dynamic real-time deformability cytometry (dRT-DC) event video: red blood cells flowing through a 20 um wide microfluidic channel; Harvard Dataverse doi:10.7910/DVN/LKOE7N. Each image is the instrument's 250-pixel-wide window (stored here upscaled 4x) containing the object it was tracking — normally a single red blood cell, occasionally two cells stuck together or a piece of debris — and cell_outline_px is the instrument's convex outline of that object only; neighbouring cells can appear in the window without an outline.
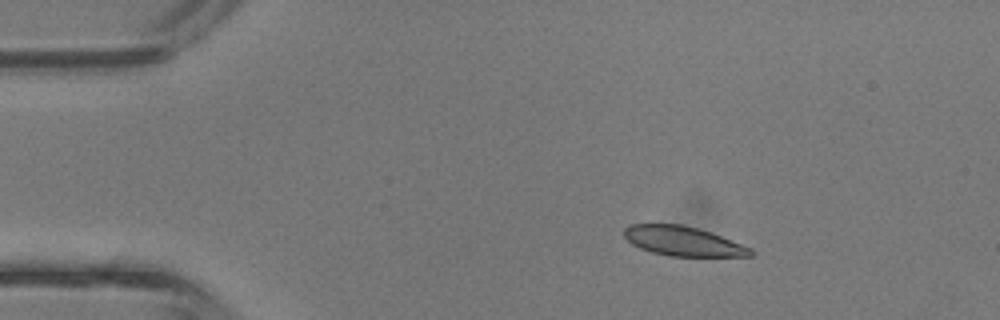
{"species": "common noctule bat (a hibernating species)", "species_latin": "Nyctalus noctula", "temperature_condition": "room temperature", "stored_images_in_passage": 36, "camera_frame_rate_fps": 3000, "um_per_image_px": 0.085, "animal": {"sex": "male", "body_mass_g": 13.3}, "frame": {"image": 1, "passage_image": 1, "time_ms": 0.0, "image_size_px": [1000, 320], "cell_outline_px": [[756, 252], [752, 256], [668, 256], [652, 252], [640, 248], [632, 244], [624, 236], [624, 228], [628, 224], [680, 224], [712, 232], [752, 248]], "centroid_in_image_um": [58.07, 20.5], "position_along_channel_um": 26.9, "area_um2": 21.85}}
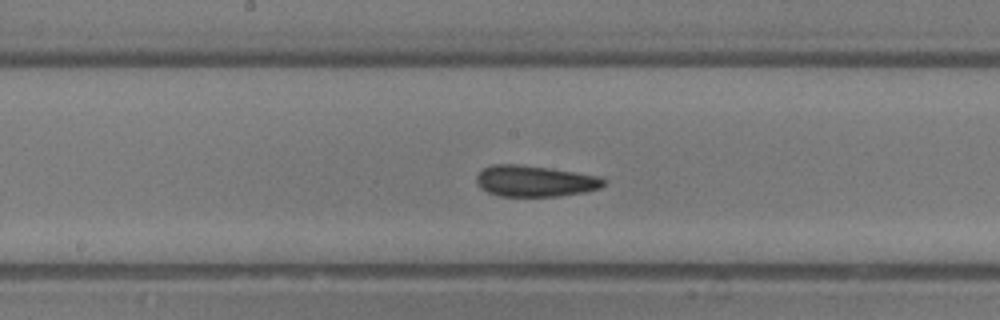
{"frame": {"image": 2, "passage_image": 16, "time_ms": 5.0, "image_size_px": [1000, 320], "cell_outline_px": [[608, 180], [600, 188], [584, 192], [560, 196], [500, 196], [488, 192], [480, 188], [476, 184], [476, 176], [484, 168], [492, 164], [520, 164], [548, 168], [600, 176]], "centroid_in_image_um": [45.46, 15.39], "position_along_channel_um": 202.7, "area_um2": 23.18}}
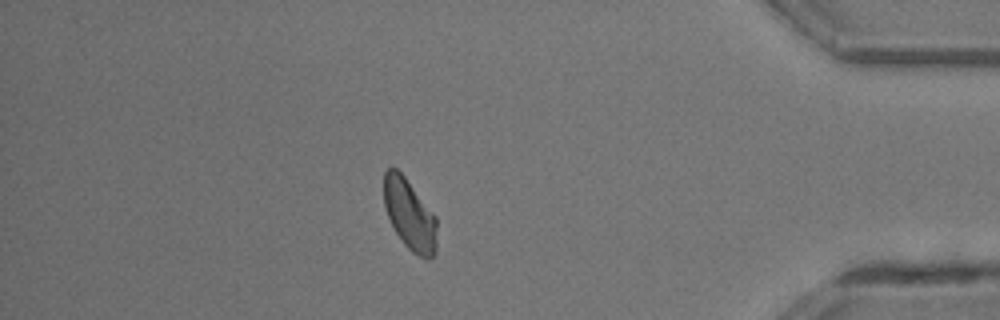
{"frame": {"image": 3, "passage_image": 31, "time_ms": 10.0, "image_size_px": [1000, 320], "cell_outline_px": [[436, 248], [432, 260], [428, 260], [412, 252], [404, 244], [396, 232], [388, 216], [384, 204], [384, 172], [388, 168], [396, 168], [404, 176], [436, 216]], "centroid_in_image_um": [34.83, 18.26], "position_along_channel_um": 400.4, "area_um2": 21.68}, "authors_computed_cell_mechanics": {"area_um2": 22.5709, "velocity_mm_per_s": 4.7916, "shape_relaxation_time_tau1_ms": 10.014, "shape_relaxation_time_tau2_ms": 2.2997, "deformation_change_tau1": 0.172, "deformation_change_tau2": 0.0737}}